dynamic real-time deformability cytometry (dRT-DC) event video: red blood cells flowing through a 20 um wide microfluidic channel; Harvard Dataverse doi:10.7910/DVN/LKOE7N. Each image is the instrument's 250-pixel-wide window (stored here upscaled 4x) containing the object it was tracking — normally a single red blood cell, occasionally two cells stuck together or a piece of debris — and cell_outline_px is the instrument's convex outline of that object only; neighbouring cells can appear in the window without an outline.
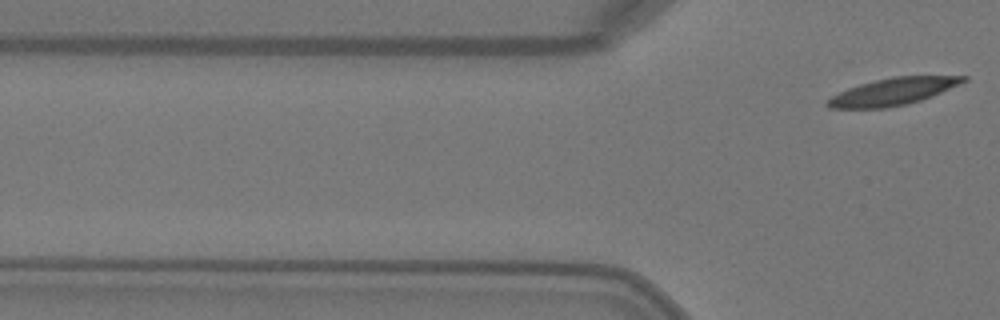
{"species": "Egyptian fruit bat (a non-hibernating species)", "species_latin": "Rousettus aegyptiacus", "temperature_condition": "warm", "stored_images_in_passage": 2, "camera_frame_rate_fps": 3000, "um_per_image_px": 0.085, "animal": {"sex": "female"}, "frame": {"image": 1, "passage_image": 2, "time_ms": 0.333, "image_size_px": [1000, 320], "cell_outline_px": [[968, 80], [960, 84], [932, 96], [908, 104], [884, 108], [828, 108], [824, 104], [832, 96], [848, 88], [860, 84], [892, 76], [968, 76]], "centroid_in_image_um": [75.91, 7.78], "position_along_channel_um": 49.9, "area_um2": 21.33}}